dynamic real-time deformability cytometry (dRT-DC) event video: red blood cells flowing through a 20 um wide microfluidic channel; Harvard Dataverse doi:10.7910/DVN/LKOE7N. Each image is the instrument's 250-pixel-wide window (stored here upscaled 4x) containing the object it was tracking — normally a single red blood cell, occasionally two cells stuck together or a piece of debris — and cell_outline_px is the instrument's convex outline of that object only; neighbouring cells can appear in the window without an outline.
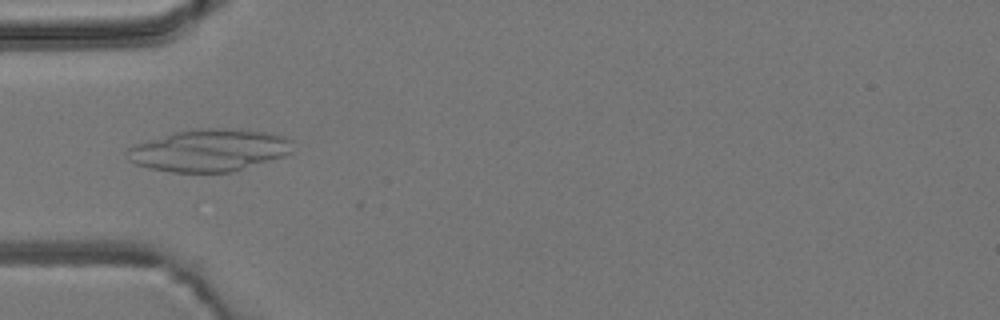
{"species": "common noctule bat (a hibernating species)", "species_latin": "Nyctalus noctula", "temperature_condition": "room temperature", "stored_images_in_passage": 5, "camera_frame_rate_fps": 3000, "um_per_image_px": 0.085, "animal": {"sex": "male", "body_mass_g": 19.2, "forearm_length_mm": 51.8}, "frame": {"image": 1, "passage_image": 4, "time_ms": 3.667, "image_size_px": [1000, 320], "cell_outline_px": [[292, 152], [284, 156], [232, 172], [168, 172], [148, 168], [136, 164], [128, 160], [128, 148], [136, 144], [172, 132], [200, 128], [240, 128], [268, 132], [284, 136], [292, 140]], "centroid_in_image_um": [17.81, 12.76], "position_along_channel_um": 67.2, "area_um2": 40.98}}